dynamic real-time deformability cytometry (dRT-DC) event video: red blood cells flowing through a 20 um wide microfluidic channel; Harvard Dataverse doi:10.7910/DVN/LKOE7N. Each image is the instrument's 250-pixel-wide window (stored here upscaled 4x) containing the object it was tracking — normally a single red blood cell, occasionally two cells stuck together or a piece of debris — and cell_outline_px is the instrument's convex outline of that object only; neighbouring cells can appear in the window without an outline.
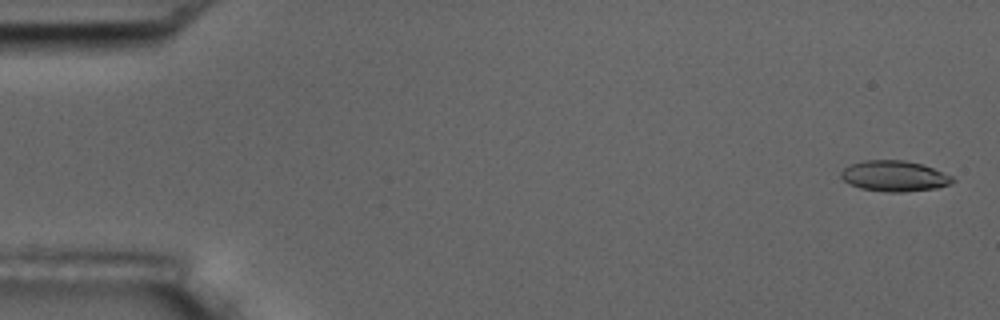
{"species": "common noctule bat (a hibernating species)", "species_latin": "Nyctalus noctula", "temperature_condition": "room temperature", "stored_images_in_passage": 6, "camera_frame_rate_fps": 3000, "um_per_image_px": 0.085, "animal": {"sex": "male", "body_mass_g": 17.5, "forearm_length_mm": 52.3}, "frame": {"image": 1, "passage_image": 1, "time_ms": 0.0, "image_size_px": [1000, 320], "cell_outline_px": [[956, 180], [952, 184], [936, 188], [900, 192], [888, 192], [860, 188], [844, 180], [840, 176], [840, 172], [848, 164], [864, 160], [904, 160], [920, 164], [932, 168], [952, 176]], "centroid_in_image_um": [76.01, 14.96], "position_along_channel_um": 9.0, "area_um2": 19.88}}
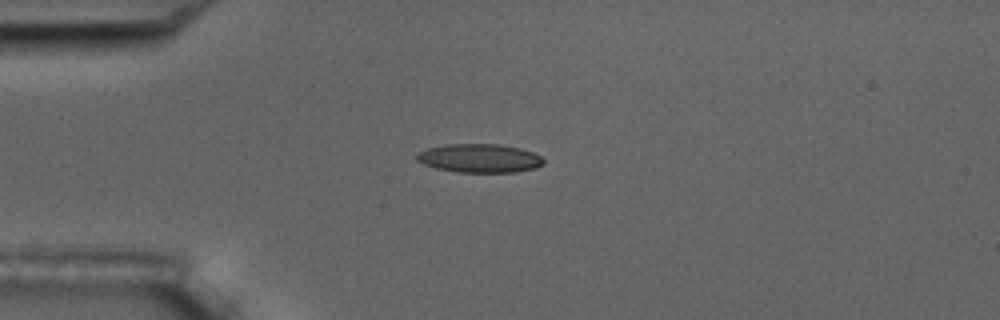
{"frame": {"image": 2, "passage_image": 4, "time_ms": 4.333, "image_size_px": [1000, 320], "cell_outline_px": [[544, 164], [536, 168], [516, 172], [456, 172], [436, 168], [424, 164], [416, 160], [416, 156], [420, 152], [428, 148], [444, 144], [500, 144], [520, 148], [532, 152], [540, 156], [544, 160]], "centroid_in_image_um": [40.77, 13.45], "position_along_channel_um": 44.2, "area_um2": 21.21}}